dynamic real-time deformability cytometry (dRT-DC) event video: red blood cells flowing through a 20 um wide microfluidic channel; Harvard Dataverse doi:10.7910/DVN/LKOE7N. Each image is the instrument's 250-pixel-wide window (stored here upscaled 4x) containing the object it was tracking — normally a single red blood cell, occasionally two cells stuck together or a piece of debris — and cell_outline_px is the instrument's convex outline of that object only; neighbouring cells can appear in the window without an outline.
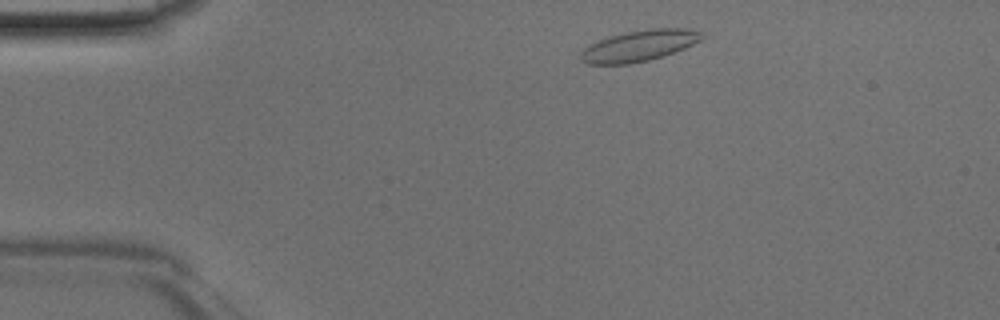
{"species": "Egyptian fruit bat (a non-hibernating species)", "species_latin": "Rousettus aegyptiacus", "temperature_condition": "room temperature", "stored_images_in_passage": 41, "camera_frame_rate_fps": 3000, "um_per_image_px": 0.085, "animal": {"sex": "male"}, "frame": {"image": 1, "passage_image": 3, "time_ms": 0.667, "image_size_px": [1000, 320], "cell_outline_px": [[704, 36], [700, 40], [684, 48], [648, 60], [628, 64], [588, 64], [580, 60], [580, 52], [584, 48], [600, 40], [624, 32], [648, 28], [688, 28], [700, 32]], "centroid_in_image_um": [54.31, 3.88], "position_along_channel_um": 30.7, "area_um2": 21.62}}
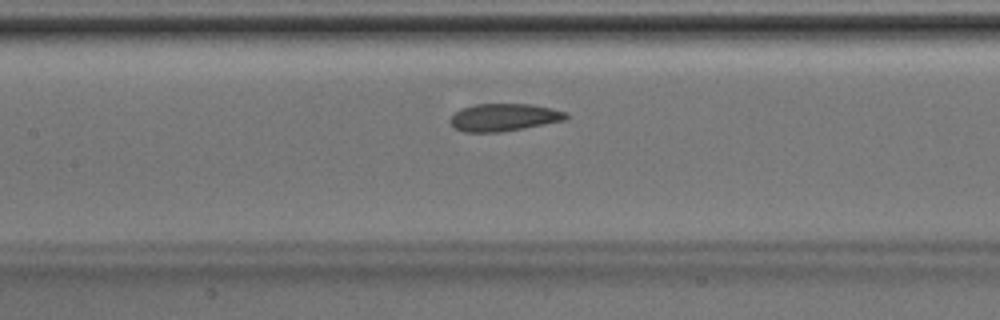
{"frame": {"image": 2, "passage_image": 16, "time_ms": 5.0, "image_size_px": [1000, 320], "cell_outline_px": [[568, 116], [564, 120], [524, 128], [500, 132], [464, 132], [456, 128], [452, 124], [452, 112], [460, 108], [476, 104], [532, 104], [552, 108], [568, 112]], "centroid_in_image_um": [42.84, 9.96], "position_along_channel_um": 164.6, "area_um2": 18.55}}
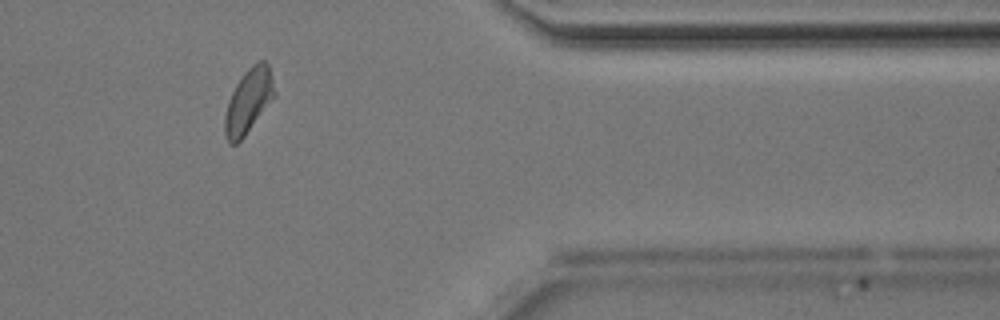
{"frame": {"image": 3, "passage_image": 33, "time_ms": 10.667, "image_size_px": [1000, 320], "cell_outline_px": [[276, 96], [244, 136], [236, 144], [228, 144], [224, 136], [224, 116], [228, 100], [236, 84], [244, 72], [252, 64], [260, 60], [264, 60], [268, 64], [276, 92]], "centroid_in_image_um": [21.11, 8.6], "position_along_channel_um": 390.3, "area_um2": 18.79}}